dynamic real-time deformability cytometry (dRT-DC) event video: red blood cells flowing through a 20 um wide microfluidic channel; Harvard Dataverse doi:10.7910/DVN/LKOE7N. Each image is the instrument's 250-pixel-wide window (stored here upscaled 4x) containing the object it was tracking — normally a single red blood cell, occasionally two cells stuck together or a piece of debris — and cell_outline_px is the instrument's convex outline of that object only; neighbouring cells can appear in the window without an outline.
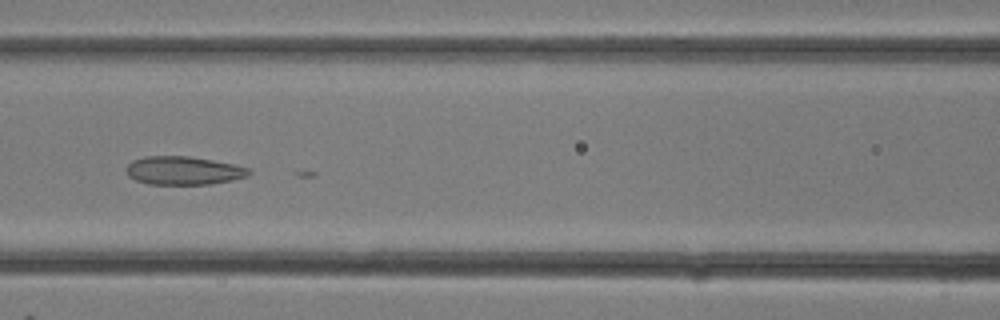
{"species": "common noctule bat (a hibernating species)", "species_latin": "Nyctalus noctula", "temperature_condition": "room temperature", "stored_images_in_passage": 23, "camera_frame_rate_fps": 3000, "um_per_image_px": 0.085, "animal": {"sex": "female"}, "frame": {"image": 1, "passage_image": 14, "time_ms": 4.333, "image_size_px": [1000, 320], "cell_outline_px": [[252, 172], [248, 176], [232, 180], [212, 184], [148, 184], [136, 180], [128, 176], [128, 164], [132, 160], [144, 156], [188, 156], [236, 164], [252, 168]], "centroid_in_image_um": [15.66, 14.49], "position_along_channel_um": 150.9, "area_um2": 20.4}}